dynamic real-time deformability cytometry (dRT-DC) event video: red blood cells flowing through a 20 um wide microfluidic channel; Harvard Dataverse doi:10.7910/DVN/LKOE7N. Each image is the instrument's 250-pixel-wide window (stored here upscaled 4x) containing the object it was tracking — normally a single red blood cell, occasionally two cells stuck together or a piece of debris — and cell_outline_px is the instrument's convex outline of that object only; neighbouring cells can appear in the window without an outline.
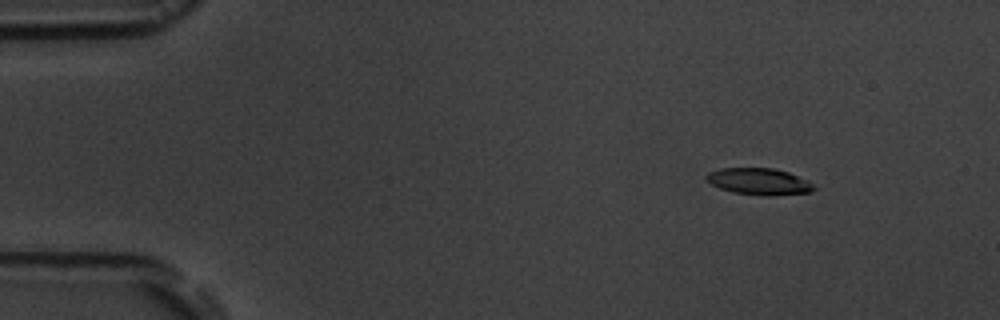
{"species": "common noctule bat (a hibernating species)", "species_latin": "Nyctalus noctula", "temperature_condition": "room temperature", "stored_images_in_passage": 6, "camera_frame_rate_fps": 3000, "um_per_image_px": 0.085, "animal": {"sex": "male", "body_mass_g": 19.5, "forearm_length_mm": 54.6}, "frame": {"image": 1, "passage_image": 1, "time_ms": 0.0, "image_size_px": [1000, 320], "cell_outline_px": [[816, 188], [812, 192], [768, 196], [732, 192], [720, 188], [704, 180], [704, 176], [708, 172], [720, 168], [772, 168], [788, 172], [808, 180]], "centroid_in_image_um": [64.49, 15.42], "position_along_channel_um": 20.5, "area_um2": 16.76}}
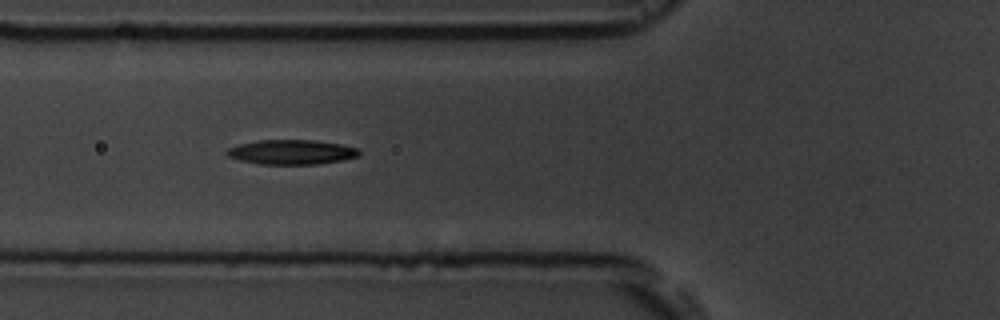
{"frame": {"image": 2, "passage_image": 5, "time_ms": 4.667, "image_size_px": [1000, 320], "cell_outline_px": [[360, 156], [340, 160], [316, 164], [260, 164], [240, 160], [228, 156], [224, 152], [228, 148], [240, 144], [260, 140], [312, 140], [340, 144], [360, 148]], "centroid_in_image_um": [24.79, 12.92], "position_along_channel_um": 101.0, "area_um2": 18.9}}
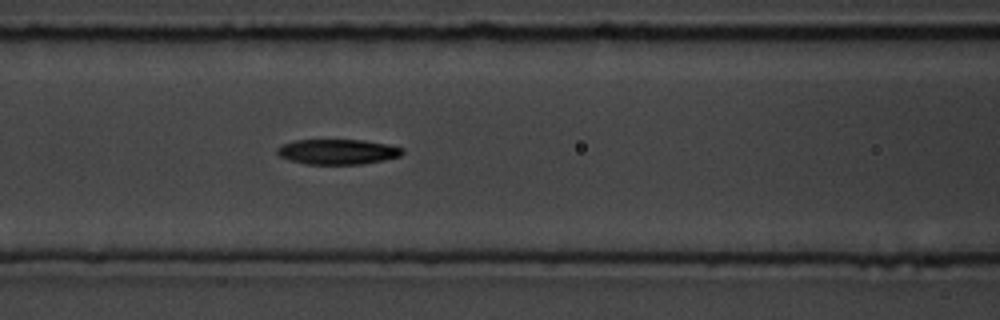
{"frame": {"image": 3, "passage_image": 6, "time_ms": 5.667, "image_size_px": [1000, 320], "cell_outline_px": [[404, 152], [400, 156], [384, 160], [364, 164], [308, 164], [288, 160], [280, 156], [276, 152], [276, 148], [284, 144], [296, 140], [364, 140], [388, 144], [404, 148]], "centroid_in_image_um": [28.72, 12.9], "position_along_channel_um": 137.9, "area_um2": 18.44}}